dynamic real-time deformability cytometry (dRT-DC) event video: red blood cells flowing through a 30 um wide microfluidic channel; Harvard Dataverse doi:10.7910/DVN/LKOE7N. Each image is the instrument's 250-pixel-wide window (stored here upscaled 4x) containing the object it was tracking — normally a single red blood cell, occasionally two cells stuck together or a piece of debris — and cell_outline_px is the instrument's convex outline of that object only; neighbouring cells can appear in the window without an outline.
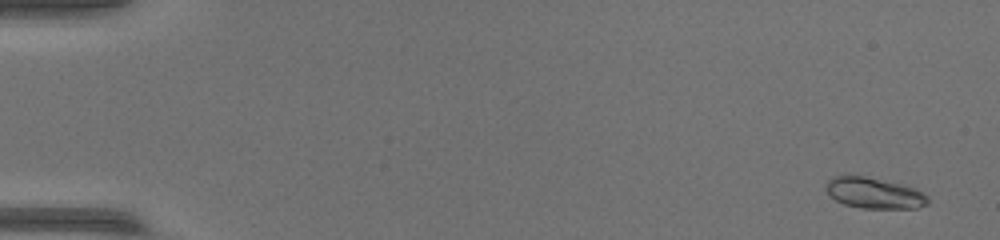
{"species": "common noctule bat (a hibernating species)", "species_latin": "Nyctalus noctula", "temperature_condition": "warm", "stored_images_in_passage": 54, "camera_frame_rate_fps": 3000, "um_per_image_px": 0.085, "animal": {"sex": "female", "body_mass_g": 17.0, "forearm_length_mm": 48.0}, "frame": {"image": 1, "passage_image": 3, "time_ms": 0.667, "image_size_px": [1000, 240], "cell_outline_px": [[928, 204], [916, 208], [860, 208], [844, 204], [836, 200], [824, 188], [824, 184], [832, 176], [864, 176], [900, 184], [916, 188], [928, 196]], "centroid_in_image_um": [74.29, 16.41], "position_along_channel_um": 10.7, "area_um2": 18.26}}
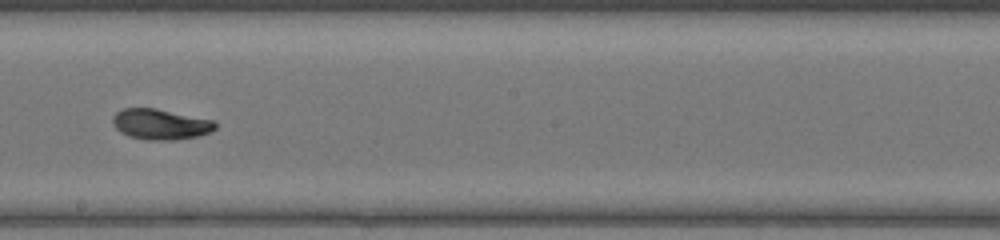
{"frame": {"image": 2, "passage_image": 32, "time_ms": 10.333, "image_size_px": [1000, 240], "cell_outline_px": [[216, 128], [212, 132], [196, 136], [176, 140], [148, 140], [128, 136], [120, 132], [112, 124], [112, 116], [116, 112], [124, 108], [156, 108], [212, 120], [216, 124]], "centroid_in_image_um": [13.61, 10.56], "position_along_channel_um": 234.6, "area_um2": 18.32}}
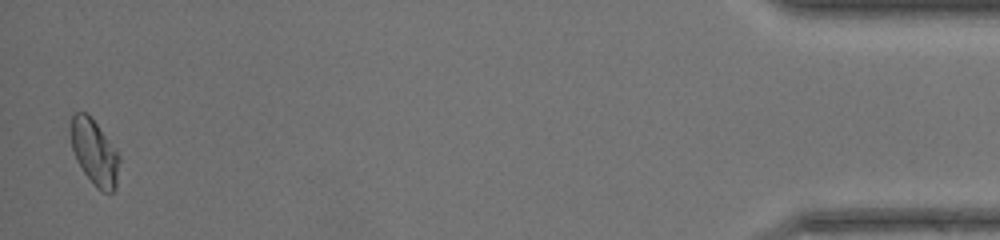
{"frame": {"image": 3, "passage_image": 53, "time_ms": 17.333, "image_size_px": [1000, 240], "cell_outline_px": [[120, 160], [116, 188], [112, 192], [104, 192], [96, 188], [84, 172], [76, 160], [72, 148], [68, 124], [72, 112], [84, 112], [96, 124], [120, 156]], "centroid_in_image_um": [7.99, 12.95], "position_along_channel_um": 427.2, "area_um2": 18.55}}